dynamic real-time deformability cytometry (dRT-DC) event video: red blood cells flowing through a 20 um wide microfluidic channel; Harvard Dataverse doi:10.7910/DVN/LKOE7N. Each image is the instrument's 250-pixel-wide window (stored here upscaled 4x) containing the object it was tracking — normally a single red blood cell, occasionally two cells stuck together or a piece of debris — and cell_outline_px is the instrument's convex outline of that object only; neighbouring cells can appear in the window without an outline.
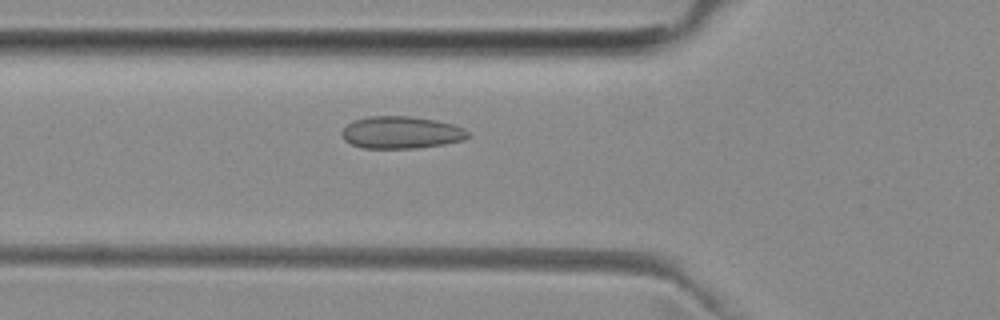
{"species": "common noctule bat (a hibernating species)", "species_latin": "Nyctalus noctula", "temperature_condition": "room temperature", "stored_images_in_passage": 52, "camera_frame_rate_fps": 3000, "um_per_image_px": 0.085, "animal": {"sex": "female", "body_mass_g": 29.2, "forearm_length_mm": 56.3}, "frame": {"image": 1, "passage_image": 18, "time_ms": 5.667, "image_size_px": [1000, 320], "cell_outline_px": [[472, 136], [464, 140], [444, 144], [416, 148], [364, 148], [352, 144], [344, 140], [340, 132], [352, 120], [368, 116], [412, 116], [436, 120], [452, 124], [464, 128]], "centroid_in_image_um": [34.11, 11.25], "position_along_channel_um": 91.7, "area_um2": 23.87}}
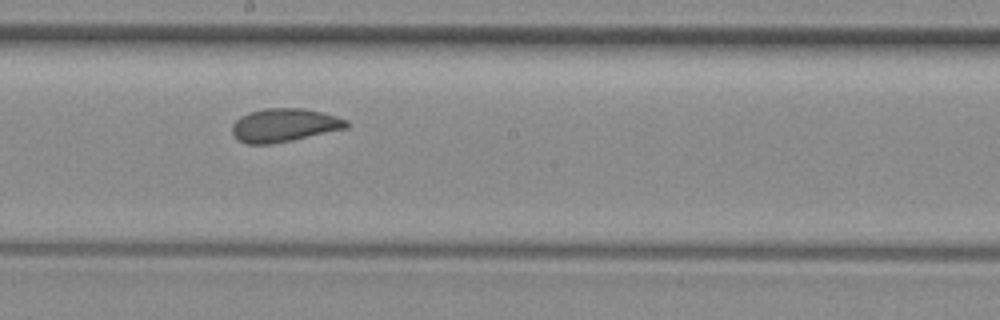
{"frame": {"image": 2, "passage_image": 28, "time_ms": 9.0, "image_size_px": [1000, 320], "cell_outline_px": [[348, 128], [292, 140], [272, 144], [248, 144], [240, 140], [232, 132], [232, 124], [240, 116], [248, 112], [264, 108], [304, 108], [336, 116], [348, 120]], "centroid_in_image_um": [24.16, 10.63], "position_along_channel_um": 224.0, "area_um2": 22.2}}
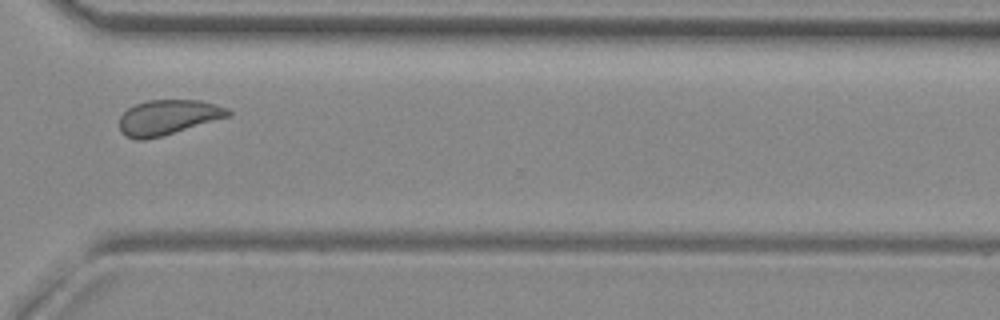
{"frame": {"image": 3, "passage_image": 38, "time_ms": 12.333, "image_size_px": [1000, 320], "cell_outline_px": [[232, 116], [160, 136], [144, 140], [136, 140], [124, 136], [120, 132], [120, 116], [128, 108], [136, 104], [148, 100], [200, 100], [216, 104], [228, 108], [232, 112]], "centroid_in_image_um": [14.29, 9.97], "position_along_channel_um": 356.3, "area_um2": 22.25}, "authors_computed_cell_mechanics": {"area_um2": 22.8021, "velocity_mm_per_s": 3.9672, "shape_relaxation_time_tau1_ms": 7.6259, "shape_relaxation_time_tau2_ms": 1.4542, "deformation_change_tau1": 0.1087, "deformation_change_tau2": 0.0485}}